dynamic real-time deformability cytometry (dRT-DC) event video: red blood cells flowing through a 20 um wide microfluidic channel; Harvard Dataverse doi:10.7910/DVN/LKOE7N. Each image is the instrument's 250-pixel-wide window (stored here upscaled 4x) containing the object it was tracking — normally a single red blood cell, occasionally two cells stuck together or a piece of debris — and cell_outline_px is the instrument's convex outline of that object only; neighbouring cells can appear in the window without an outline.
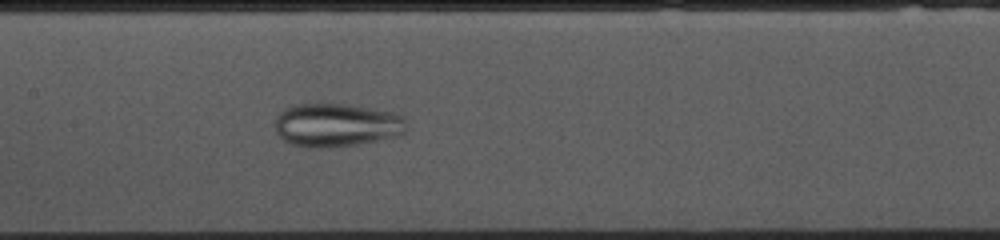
{"species": "common noctule bat (a hibernating species)", "species_latin": "Nyctalus noctula", "temperature_condition": "cold", "stored_images_in_passage": 53, "camera_frame_rate_fps": 3000, "um_per_image_px": 0.085, "animal": {"sex": "female", "body_mass_g": 10.0, "forearm_length_mm": 53.1}, "frame": {"image": 1, "passage_image": 24, "time_ms": 7.667, "image_size_px": [1000, 240], "cell_outline_px": [[404, 132], [396, 136], [356, 144], [324, 148], [316, 148], [292, 144], [284, 140], [276, 132], [276, 120], [280, 112], [284, 108], [296, 104], [352, 104], [396, 112], [404, 120]], "centroid_in_image_um": [28.59, 10.61], "position_along_channel_um": 178.8, "area_um2": 33.06}}
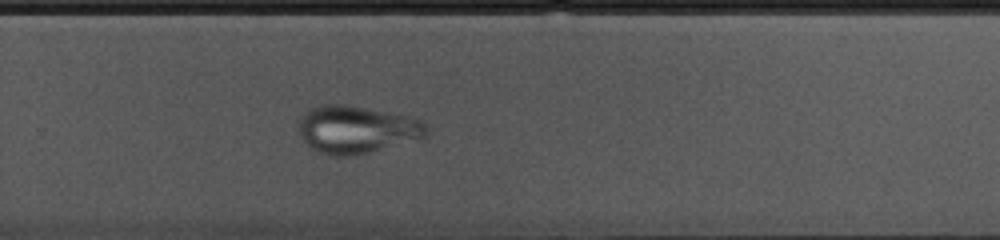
{"frame": {"image": 2, "passage_image": 34, "time_ms": 11.0, "image_size_px": [1000, 240], "cell_outline_px": [[428, 128], [424, 136], [420, 140], [368, 152], [348, 156], [328, 156], [312, 148], [304, 140], [300, 132], [300, 120], [312, 108], [324, 104], [348, 104], [412, 116], [420, 120]], "centroid_in_image_um": [30.38, 11.0], "position_along_channel_um": 299.4, "area_um2": 35.32}}
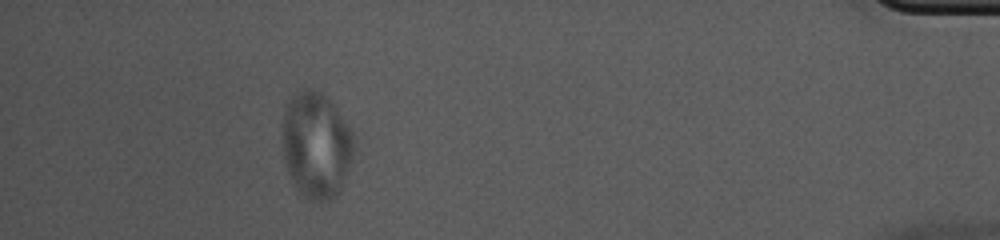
{"frame": {"image": 3, "passage_image": 48, "time_ms": 15.667, "image_size_px": [1000, 240], "cell_outline_px": [[352, 156], [340, 192], [332, 200], [324, 204], [320, 204], [304, 196], [296, 188], [288, 172], [284, 160], [284, 112], [288, 100], [296, 92], [304, 88], [316, 88], [328, 96], [352, 128]], "centroid_in_image_um": [26.9, 12.32], "position_along_channel_um": 408.3, "area_um2": 44.56}}